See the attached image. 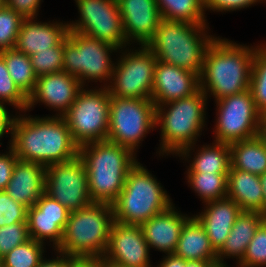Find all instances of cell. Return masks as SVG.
I'll return each instance as SVG.
<instances>
[{"label": "cell", "mask_w": 266, "mask_h": 267, "mask_svg": "<svg viewBox=\"0 0 266 267\" xmlns=\"http://www.w3.org/2000/svg\"><path fill=\"white\" fill-rule=\"evenodd\" d=\"M26 113L15 114L8 141L19 160L48 166L79 155V146L63 117Z\"/></svg>", "instance_id": "obj_1"}, {"label": "cell", "mask_w": 266, "mask_h": 267, "mask_svg": "<svg viewBox=\"0 0 266 267\" xmlns=\"http://www.w3.org/2000/svg\"><path fill=\"white\" fill-rule=\"evenodd\" d=\"M260 44L246 45L218 36L207 50L200 89L214 101L249 90L253 58Z\"/></svg>", "instance_id": "obj_2"}, {"label": "cell", "mask_w": 266, "mask_h": 267, "mask_svg": "<svg viewBox=\"0 0 266 267\" xmlns=\"http://www.w3.org/2000/svg\"><path fill=\"white\" fill-rule=\"evenodd\" d=\"M209 30L208 24L162 18L154 37L146 46L157 60L189 70L199 76L207 50L217 38L211 35Z\"/></svg>", "instance_id": "obj_3"}, {"label": "cell", "mask_w": 266, "mask_h": 267, "mask_svg": "<svg viewBox=\"0 0 266 267\" xmlns=\"http://www.w3.org/2000/svg\"><path fill=\"white\" fill-rule=\"evenodd\" d=\"M88 174L92 202L113 204L122 191L129 169L138 161L129 148L109 140L79 146Z\"/></svg>", "instance_id": "obj_4"}, {"label": "cell", "mask_w": 266, "mask_h": 267, "mask_svg": "<svg viewBox=\"0 0 266 267\" xmlns=\"http://www.w3.org/2000/svg\"><path fill=\"white\" fill-rule=\"evenodd\" d=\"M208 98L199 88L194 94L156 105L155 127L160 130L159 157L177 155L197 143L206 129ZM159 150V151H158Z\"/></svg>", "instance_id": "obj_5"}, {"label": "cell", "mask_w": 266, "mask_h": 267, "mask_svg": "<svg viewBox=\"0 0 266 267\" xmlns=\"http://www.w3.org/2000/svg\"><path fill=\"white\" fill-rule=\"evenodd\" d=\"M155 175L137 161L128 171L124 187L112 204L115 222L141 225L174 203Z\"/></svg>", "instance_id": "obj_6"}, {"label": "cell", "mask_w": 266, "mask_h": 267, "mask_svg": "<svg viewBox=\"0 0 266 267\" xmlns=\"http://www.w3.org/2000/svg\"><path fill=\"white\" fill-rule=\"evenodd\" d=\"M114 222L111 204L92 202L72 211L62 241L55 251L71 258H103Z\"/></svg>", "instance_id": "obj_7"}, {"label": "cell", "mask_w": 266, "mask_h": 267, "mask_svg": "<svg viewBox=\"0 0 266 267\" xmlns=\"http://www.w3.org/2000/svg\"><path fill=\"white\" fill-rule=\"evenodd\" d=\"M119 51L111 44L69 30L64 38L63 72L76 77L83 87L90 82L107 87L116 63L111 56Z\"/></svg>", "instance_id": "obj_8"}, {"label": "cell", "mask_w": 266, "mask_h": 267, "mask_svg": "<svg viewBox=\"0 0 266 267\" xmlns=\"http://www.w3.org/2000/svg\"><path fill=\"white\" fill-rule=\"evenodd\" d=\"M156 105L152 99H129L110 95L107 140L137 155L142 141L156 130ZM141 144V145H140Z\"/></svg>", "instance_id": "obj_9"}, {"label": "cell", "mask_w": 266, "mask_h": 267, "mask_svg": "<svg viewBox=\"0 0 266 267\" xmlns=\"http://www.w3.org/2000/svg\"><path fill=\"white\" fill-rule=\"evenodd\" d=\"M109 109L107 87H83L79 91L74 103L62 116L78 146L107 140Z\"/></svg>", "instance_id": "obj_10"}, {"label": "cell", "mask_w": 266, "mask_h": 267, "mask_svg": "<svg viewBox=\"0 0 266 267\" xmlns=\"http://www.w3.org/2000/svg\"><path fill=\"white\" fill-rule=\"evenodd\" d=\"M123 47L107 89L111 96L151 99L156 56L146 45ZM132 48V49H131Z\"/></svg>", "instance_id": "obj_11"}, {"label": "cell", "mask_w": 266, "mask_h": 267, "mask_svg": "<svg viewBox=\"0 0 266 267\" xmlns=\"http://www.w3.org/2000/svg\"><path fill=\"white\" fill-rule=\"evenodd\" d=\"M216 118L215 142L232 144L258 135L262 112L256 107L249 90L214 101Z\"/></svg>", "instance_id": "obj_12"}, {"label": "cell", "mask_w": 266, "mask_h": 267, "mask_svg": "<svg viewBox=\"0 0 266 267\" xmlns=\"http://www.w3.org/2000/svg\"><path fill=\"white\" fill-rule=\"evenodd\" d=\"M78 20L68 21L71 31L83 33L118 49L128 46L117 0H74Z\"/></svg>", "instance_id": "obj_13"}, {"label": "cell", "mask_w": 266, "mask_h": 267, "mask_svg": "<svg viewBox=\"0 0 266 267\" xmlns=\"http://www.w3.org/2000/svg\"><path fill=\"white\" fill-rule=\"evenodd\" d=\"M45 193L70 212L90 205L92 200L83 159L77 155L71 160L46 166Z\"/></svg>", "instance_id": "obj_14"}, {"label": "cell", "mask_w": 266, "mask_h": 267, "mask_svg": "<svg viewBox=\"0 0 266 267\" xmlns=\"http://www.w3.org/2000/svg\"><path fill=\"white\" fill-rule=\"evenodd\" d=\"M150 252L140 225L114 222L102 259L116 267H154Z\"/></svg>", "instance_id": "obj_15"}, {"label": "cell", "mask_w": 266, "mask_h": 267, "mask_svg": "<svg viewBox=\"0 0 266 267\" xmlns=\"http://www.w3.org/2000/svg\"><path fill=\"white\" fill-rule=\"evenodd\" d=\"M83 88L80 81L66 72L44 74L37 77L32 93L27 97L26 112L40 103L62 117L74 103L79 91Z\"/></svg>", "instance_id": "obj_16"}, {"label": "cell", "mask_w": 266, "mask_h": 267, "mask_svg": "<svg viewBox=\"0 0 266 267\" xmlns=\"http://www.w3.org/2000/svg\"><path fill=\"white\" fill-rule=\"evenodd\" d=\"M69 214L66 207L44 193L35 205L27 209L30 238L45 245L49 242L52 251L56 250L62 241Z\"/></svg>", "instance_id": "obj_17"}, {"label": "cell", "mask_w": 266, "mask_h": 267, "mask_svg": "<svg viewBox=\"0 0 266 267\" xmlns=\"http://www.w3.org/2000/svg\"><path fill=\"white\" fill-rule=\"evenodd\" d=\"M117 3L126 41L130 46L146 45L162 20L157 0H117Z\"/></svg>", "instance_id": "obj_18"}, {"label": "cell", "mask_w": 266, "mask_h": 267, "mask_svg": "<svg viewBox=\"0 0 266 267\" xmlns=\"http://www.w3.org/2000/svg\"><path fill=\"white\" fill-rule=\"evenodd\" d=\"M199 88L196 73L157 60L151 95L155 105L188 97Z\"/></svg>", "instance_id": "obj_19"}, {"label": "cell", "mask_w": 266, "mask_h": 267, "mask_svg": "<svg viewBox=\"0 0 266 267\" xmlns=\"http://www.w3.org/2000/svg\"><path fill=\"white\" fill-rule=\"evenodd\" d=\"M190 217L191 215L178 211L173 204L166 211L143 222L140 226L150 250L173 254L177 247L181 229Z\"/></svg>", "instance_id": "obj_20"}, {"label": "cell", "mask_w": 266, "mask_h": 267, "mask_svg": "<svg viewBox=\"0 0 266 267\" xmlns=\"http://www.w3.org/2000/svg\"><path fill=\"white\" fill-rule=\"evenodd\" d=\"M36 18H24L18 33L15 49L28 56L37 51L57 46L68 34V22L37 21Z\"/></svg>", "instance_id": "obj_21"}, {"label": "cell", "mask_w": 266, "mask_h": 267, "mask_svg": "<svg viewBox=\"0 0 266 267\" xmlns=\"http://www.w3.org/2000/svg\"><path fill=\"white\" fill-rule=\"evenodd\" d=\"M203 205L202 211L193 216L203 226L213 249L218 252L228 238L233 224L242 210L233 199L228 197Z\"/></svg>", "instance_id": "obj_22"}, {"label": "cell", "mask_w": 266, "mask_h": 267, "mask_svg": "<svg viewBox=\"0 0 266 267\" xmlns=\"http://www.w3.org/2000/svg\"><path fill=\"white\" fill-rule=\"evenodd\" d=\"M45 181L46 166L18 159L5 191L15 201L30 208L45 193Z\"/></svg>", "instance_id": "obj_23"}, {"label": "cell", "mask_w": 266, "mask_h": 267, "mask_svg": "<svg viewBox=\"0 0 266 267\" xmlns=\"http://www.w3.org/2000/svg\"><path fill=\"white\" fill-rule=\"evenodd\" d=\"M177 156L190 162L185 173H229L231 166L229 144L221 142L213 141L202 146L194 144L184 148Z\"/></svg>", "instance_id": "obj_24"}, {"label": "cell", "mask_w": 266, "mask_h": 267, "mask_svg": "<svg viewBox=\"0 0 266 267\" xmlns=\"http://www.w3.org/2000/svg\"><path fill=\"white\" fill-rule=\"evenodd\" d=\"M265 221L264 215L255 211H242L236 218L228 238L217 252V261L226 263V259H236L238 265L254 237L258 227ZM225 259V260H224Z\"/></svg>", "instance_id": "obj_25"}, {"label": "cell", "mask_w": 266, "mask_h": 267, "mask_svg": "<svg viewBox=\"0 0 266 267\" xmlns=\"http://www.w3.org/2000/svg\"><path fill=\"white\" fill-rule=\"evenodd\" d=\"M227 197L233 199L242 211H255L263 215L264 192L259 175L230 166Z\"/></svg>", "instance_id": "obj_26"}, {"label": "cell", "mask_w": 266, "mask_h": 267, "mask_svg": "<svg viewBox=\"0 0 266 267\" xmlns=\"http://www.w3.org/2000/svg\"><path fill=\"white\" fill-rule=\"evenodd\" d=\"M192 216L183 225L175 256L185 261H217V252L200 222Z\"/></svg>", "instance_id": "obj_27"}, {"label": "cell", "mask_w": 266, "mask_h": 267, "mask_svg": "<svg viewBox=\"0 0 266 267\" xmlns=\"http://www.w3.org/2000/svg\"><path fill=\"white\" fill-rule=\"evenodd\" d=\"M229 147L232 168L259 176L266 172V148L258 136L234 142Z\"/></svg>", "instance_id": "obj_28"}, {"label": "cell", "mask_w": 266, "mask_h": 267, "mask_svg": "<svg viewBox=\"0 0 266 267\" xmlns=\"http://www.w3.org/2000/svg\"><path fill=\"white\" fill-rule=\"evenodd\" d=\"M3 56L9 75L20 91L28 97L35 88V74L30 57L15 48L0 52Z\"/></svg>", "instance_id": "obj_29"}, {"label": "cell", "mask_w": 266, "mask_h": 267, "mask_svg": "<svg viewBox=\"0 0 266 267\" xmlns=\"http://www.w3.org/2000/svg\"><path fill=\"white\" fill-rule=\"evenodd\" d=\"M190 189L196 193L202 203L227 197L228 173H184Z\"/></svg>", "instance_id": "obj_30"}, {"label": "cell", "mask_w": 266, "mask_h": 267, "mask_svg": "<svg viewBox=\"0 0 266 267\" xmlns=\"http://www.w3.org/2000/svg\"><path fill=\"white\" fill-rule=\"evenodd\" d=\"M157 5L163 19L209 24L203 0H157Z\"/></svg>", "instance_id": "obj_31"}, {"label": "cell", "mask_w": 266, "mask_h": 267, "mask_svg": "<svg viewBox=\"0 0 266 267\" xmlns=\"http://www.w3.org/2000/svg\"><path fill=\"white\" fill-rule=\"evenodd\" d=\"M45 247L30 238L2 257V267H38L47 252Z\"/></svg>", "instance_id": "obj_32"}, {"label": "cell", "mask_w": 266, "mask_h": 267, "mask_svg": "<svg viewBox=\"0 0 266 267\" xmlns=\"http://www.w3.org/2000/svg\"><path fill=\"white\" fill-rule=\"evenodd\" d=\"M249 89L256 107L263 112L266 108V46L261 44L253 58Z\"/></svg>", "instance_id": "obj_33"}, {"label": "cell", "mask_w": 266, "mask_h": 267, "mask_svg": "<svg viewBox=\"0 0 266 267\" xmlns=\"http://www.w3.org/2000/svg\"><path fill=\"white\" fill-rule=\"evenodd\" d=\"M0 103L12 106L16 114L23 113L27 107V97L16 86L9 75L3 56L0 54ZM7 103V104H6ZM21 111V112H20Z\"/></svg>", "instance_id": "obj_34"}, {"label": "cell", "mask_w": 266, "mask_h": 267, "mask_svg": "<svg viewBox=\"0 0 266 267\" xmlns=\"http://www.w3.org/2000/svg\"><path fill=\"white\" fill-rule=\"evenodd\" d=\"M64 39L48 50L37 51L29 56L33 70L37 76L63 71Z\"/></svg>", "instance_id": "obj_35"}, {"label": "cell", "mask_w": 266, "mask_h": 267, "mask_svg": "<svg viewBox=\"0 0 266 267\" xmlns=\"http://www.w3.org/2000/svg\"><path fill=\"white\" fill-rule=\"evenodd\" d=\"M23 17L7 6L0 9V52L15 48Z\"/></svg>", "instance_id": "obj_36"}, {"label": "cell", "mask_w": 266, "mask_h": 267, "mask_svg": "<svg viewBox=\"0 0 266 267\" xmlns=\"http://www.w3.org/2000/svg\"><path fill=\"white\" fill-rule=\"evenodd\" d=\"M266 267V221L257 229L242 261L236 267Z\"/></svg>", "instance_id": "obj_37"}, {"label": "cell", "mask_w": 266, "mask_h": 267, "mask_svg": "<svg viewBox=\"0 0 266 267\" xmlns=\"http://www.w3.org/2000/svg\"><path fill=\"white\" fill-rule=\"evenodd\" d=\"M29 239L27 223H15L0 227V258Z\"/></svg>", "instance_id": "obj_38"}, {"label": "cell", "mask_w": 266, "mask_h": 267, "mask_svg": "<svg viewBox=\"0 0 266 267\" xmlns=\"http://www.w3.org/2000/svg\"><path fill=\"white\" fill-rule=\"evenodd\" d=\"M27 207L0 191V227L15 223H27Z\"/></svg>", "instance_id": "obj_39"}, {"label": "cell", "mask_w": 266, "mask_h": 267, "mask_svg": "<svg viewBox=\"0 0 266 267\" xmlns=\"http://www.w3.org/2000/svg\"><path fill=\"white\" fill-rule=\"evenodd\" d=\"M205 13L208 10L215 12H233L249 8V6L266 3L265 0H203Z\"/></svg>", "instance_id": "obj_40"}, {"label": "cell", "mask_w": 266, "mask_h": 267, "mask_svg": "<svg viewBox=\"0 0 266 267\" xmlns=\"http://www.w3.org/2000/svg\"><path fill=\"white\" fill-rule=\"evenodd\" d=\"M8 151L0 152V191H5L18 157L16 156L13 148L9 145L6 146Z\"/></svg>", "instance_id": "obj_41"}, {"label": "cell", "mask_w": 266, "mask_h": 267, "mask_svg": "<svg viewBox=\"0 0 266 267\" xmlns=\"http://www.w3.org/2000/svg\"><path fill=\"white\" fill-rule=\"evenodd\" d=\"M43 0H5V6L11 8L23 18H36Z\"/></svg>", "instance_id": "obj_42"}, {"label": "cell", "mask_w": 266, "mask_h": 267, "mask_svg": "<svg viewBox=\"0 0 266 267\" xmlns=\"http://www.w3.org/2000/svg\"><path fill=\"white\" fill-rule=\"evenodd\" d=\"M0 103V141L6 134L12 133V123L15 115L8 111V107Z\"/></svg>", "instance_id": "obj_43"}, {"label": "cell", "mask_w": 266, "mask_h": 267, "mask_svg": "<svg viewBox=\"0 0 266 267\" xmlns=\"http://www.w3.org/2000/svg\"><path fill=\"white\" fill-rule=\"evenodd\" d=\"M54 257L47 259L44 257L38 267H67L68 263L72 259L67 254L60 253L54 250Z\"/></svg>", "instance_id": "obj_44"}, {"label": "cell", "mask_w": 266, "mask_h": 267, "mask_svg": "<svg viewBox=\"0 0 266 267\" xmlns=\"http://www.w3.org/2000/svg\"><path fill=\"white\" fill-rule=\"evenodd\" d=\"M102 258H72L67 267H102Z\"/></svg>", "instance_id": "obj_45"}, {"label": "cell", "mask_w": 266, "mask_h": 267, "mask_svg": "<svg viewBox=\"0 0 266 267\" xmlns=\"http://www.w3.org/2000/svg\"><path fill=\"white\" fill-rule=\"evenodd\" d=\"M154 267H185V260L174 254H166L161 258L160 263Z\"/></svg>", "instance_id": "obj_46"}, {"label": "cell", "mask_w": 266, "mask_h": 267, "mask_svg": "<svg viewBox=\"0 0 266 267\" xmlns=\"http://www.w3.org/2000/svg\"><path fill=\"white\" fill-rule=\"evenodd\" d=\"M218 261H185V267H210Z\"/></svg>", "instance_id": "obj_47"}, {"label": "cell", "mask_w": 266, "mask_h": 267, "mask_svg": "<svg viewBox=\"0 0 266 267\" xmlns=\"http://www.w3.org/2000/svg\"><path fill=\"white\" fill-rule=\"evenodd\" d=\"M266 148V120H261L259 123L258 135Z\"/></svg>", "instance_id": "obj_48"}, {"label": "cell", "mask_w": 266, "mask_h": 267, "mask_svg": "<svg viewBox=\"0 0 266 267\" xmlns=\"http://www.w3.org/2000/svg\"><path fill=\"white\" fill-rule=\"evenodd\" d=\"M263 192H264V206H263V215L266 218V172L260 176Z\"/></svg>", "instance_id": "obj_49"}, {"label": "cell", "mask_w": 266, "mask_h": 267, "mask_svg": "<svg viewBox=\"0 0 266 267\" xmlns=\"http://www.w3.org/2000/svg\"><path fill=\"white\" fill-rule=\"evenodd\" d=\"M228 263H220V262H216L213 263L210 267H230L229 265H227Z\"/></svg>", "instance_id": "obj_50"}, {"label": "cell", "mask_w": 266, "mask_h": 267, "mask_svg": "<svg viewBox=\"0 0 266 267\" xmlns=\"http://www.w3.org/2000/svg\"><path fill=\"white\" fill-rule=\"evenodd\" d=\"M261 120H266V108L265 110L262 112V118Z\"/></svg>", "instance_id": "obj_51"}, {"label": "cell", "mask_w": 266, "mask_h": 267, "mask_svg": "<svg viewBox=\"0 0 266 267\" xmlns=\"http://www.w3.org/2000/svg\"><path fill=\"white\" fill-rule=\"evenodd\" d=\"M102 267H116V266L103 262Z\"/></svg>", "instance_id": "obj_52"}, {"label": "cell", "mask_w": 266, "mask_h": 267, "mask_svg": "<svg viewBox=\"0 0 266 267\" xmlns=\"http://www.w3.org/2000/svg\"><path fill=\"white\" fill-rule=\"evenodd\" d=\"M5 5V0H0V9Z\"/></svg>", "instance_id": "obj_53"}, {"label": "cell", "mask_w": 266, "mask_h": 267, "mask_svg": "<svg viewBox=\"0 0 266 267\" xmlns=\"http://www.w3.org/2000/svg\"><path fill=\"white\" fill-rule=\"evenodd\" d=\"M265 2H266V0H265ZM263 42L264 41H262L260 44L266 46V42L265 43H263Z\"/></svg>", "instance_id": "obj_54"}, {"label": "cell", "mask_w": 266, "mask_h": 267, "mask_svg": "<svg viewBox=\"0 0 266 267\" xmlns=\"http://www.w3.org/2000/svg\"><path fill=\"white\" fill-rule=\"evenodd\" d=\"M0 267H2V258H0Z\"/></svg>", "instance_id": "obj_55"}]
</instances>
